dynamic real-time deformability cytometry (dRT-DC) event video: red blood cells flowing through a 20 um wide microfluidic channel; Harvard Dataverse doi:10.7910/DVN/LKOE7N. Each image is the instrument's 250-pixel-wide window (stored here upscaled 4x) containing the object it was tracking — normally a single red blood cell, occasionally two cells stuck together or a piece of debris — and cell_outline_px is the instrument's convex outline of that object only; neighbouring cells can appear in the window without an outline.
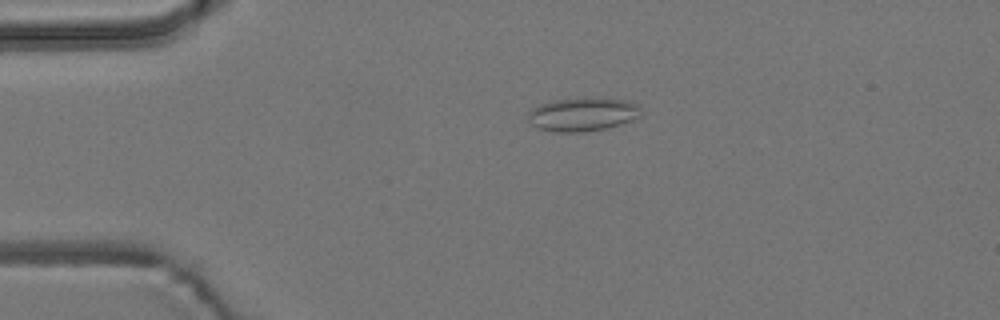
{"species": "common noctule bat (a hibernating species)", "species_latin": "Nyctalus noctula", "temperature_condition": "room temperature", "stored_images_in_passage": 4, "camera_frame_rate_fps": 3000, "um_per_image_px": 0.085, "animal": {"sex": "male", "body_mass_g": 19.2, "forearm_length_mm": 51.8}, "frame": {"image": 1, "passage_image": 4, "time_ms": 5.0, "image_size_px": [1000, 320], "cell_outline_px": [[640, 116], [620, 124], [608, 128], [584, 132], [556, 132], [536, 128], [528, 120], [528, 112], [532, 108], [540, 104], [552, 100], [588, 96], [628, 100], [640, 104]], "centroid_in_image_um": [49.52, 9.69], "position_along_channel_um": 35.5, "area_um2": 22.66}}